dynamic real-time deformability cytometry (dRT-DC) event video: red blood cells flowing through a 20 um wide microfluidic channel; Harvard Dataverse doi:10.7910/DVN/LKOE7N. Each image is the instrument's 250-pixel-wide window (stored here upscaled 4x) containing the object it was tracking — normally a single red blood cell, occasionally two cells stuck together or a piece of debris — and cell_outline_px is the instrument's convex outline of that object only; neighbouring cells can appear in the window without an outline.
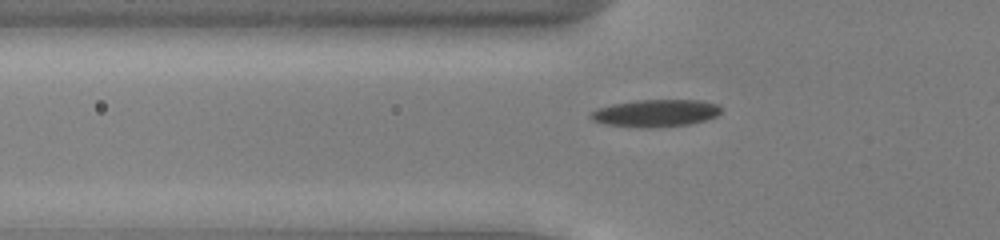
{"species": "common noctule bat (a hibernating species)", "species_latin": "Nyctalus noctula", "temperature_condition": "cold", "stored_images_in_passage": 42, "camera_frame_rate_fps": 3000, "um_per_image_px": 0.085, "animal": {"sex": "male", "body_mass_g": 13.0, "forearm_length_mm": 53.1}, "frame": {"image": 1, "passage_image": 7, "time_ms": 2.0, "image_size_px": [1000, 240], "cell_outline_px": [[720, 112], [716, 116], [704, 120], [688, 124], [652, 128], [644, 128], [604, 124], [592, 120], [588, 116], [588, 112], [596, 108], [612, 104], [636, 100], [700, 100], [716, 104], [720, 108]], "centroid_in_image_um": [55.64, 9.62], "position_along_channel_um": 70.2, "area_um2": 20.81}}
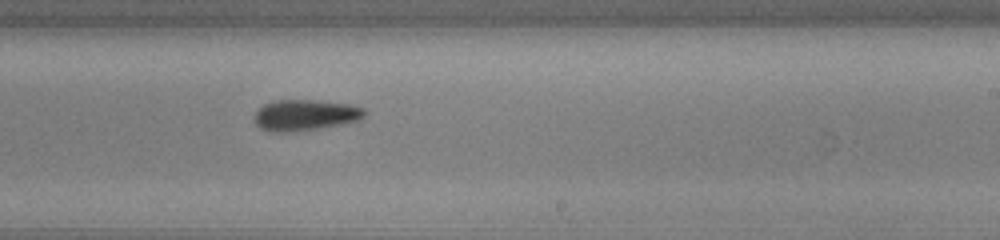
{"frame": {"image": 2, "passage_image": 22, "time_ms": 7.0, "image_size_px": [1000, 240], "cell_outline_px": [[364, 116], [360, 120], [340, 124], [316, 128], [284, 132], [268, 132], [260, 128], [256, 124], [252, 116], [264, 104], [272, 100], [316, 100], [348, 104], [364, 108]], "centroid_in_image_um": [25.88, 9.77], "position_along_channel_um": 263.1, "area_um2": 19.77}}
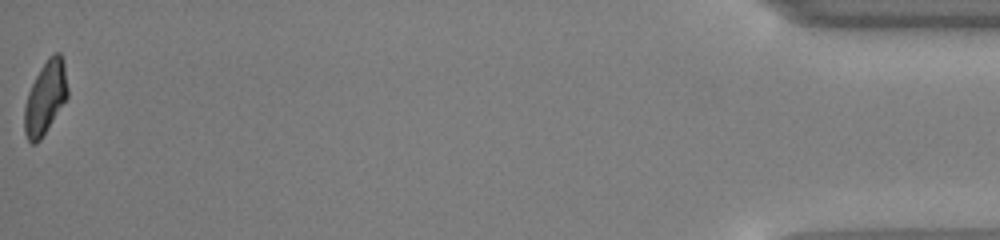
{"frame": {"image": 3, "passage_image": 42, "time_ms": 13.667, "image_size_px": [1000, 240], "cell_outline_px": [[68, 96], [40, 140], [36, 144], [32, 144], [28, 140], [24, 132], [24, 108], [28, 92], [40, 68], [48, 56], [52, 52], [60, 52], [64, 60], [68, 88]], "centroid_in_image_um": [3.86, 8.27], "position_along_channel_um": 431.3, "area_um2": 18.44}, "authors_computed_cell_mechanics": {"area_um2": 19.4786, "velocity_mm_per_s": 3.8918, "shape_relaxation_time_tau1_ms": 3.9411, "shape_relaxation_time_tau2_ms": 10.1903, "deformation_change_tau1": 0.108, "deformation_change_tau2": 0.2007}}